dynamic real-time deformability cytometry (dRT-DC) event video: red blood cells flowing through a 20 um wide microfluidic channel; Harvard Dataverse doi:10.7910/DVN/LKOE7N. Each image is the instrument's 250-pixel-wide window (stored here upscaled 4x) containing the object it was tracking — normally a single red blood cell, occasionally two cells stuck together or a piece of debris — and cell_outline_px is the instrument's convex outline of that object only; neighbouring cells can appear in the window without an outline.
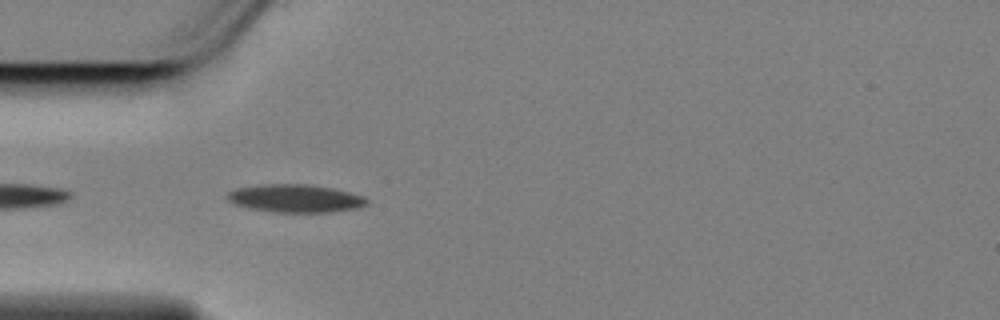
{"species": "Egyptian fruit bat (a non-hibernating species)", "species_latin": "Rousettus aegyptiacus", "temperature_condition": "cold", "stored_images_in_passage": 5, "camera_frame_rate_fps": 3000, "um_per_image_px": 0.085, "animal": {"sex": "female"}, "frame": {"image": 1, "passage_image": 2, "time_ms": 0.333, "image_size_px": [1000, 320], "cell_outline_px": [[368, 204], [356, 208], [328, 212], [276, 212], [252, 208], [236, 204], [228, 200], [228, 192], [236, 188], [260, 184], [312, 184], [332, 188], [364, 196], [368, 200]], "centroid_in_image_um": [25.12, 16.85], "position_along_channel_um": 59.9, "area_um2": 22.54}}